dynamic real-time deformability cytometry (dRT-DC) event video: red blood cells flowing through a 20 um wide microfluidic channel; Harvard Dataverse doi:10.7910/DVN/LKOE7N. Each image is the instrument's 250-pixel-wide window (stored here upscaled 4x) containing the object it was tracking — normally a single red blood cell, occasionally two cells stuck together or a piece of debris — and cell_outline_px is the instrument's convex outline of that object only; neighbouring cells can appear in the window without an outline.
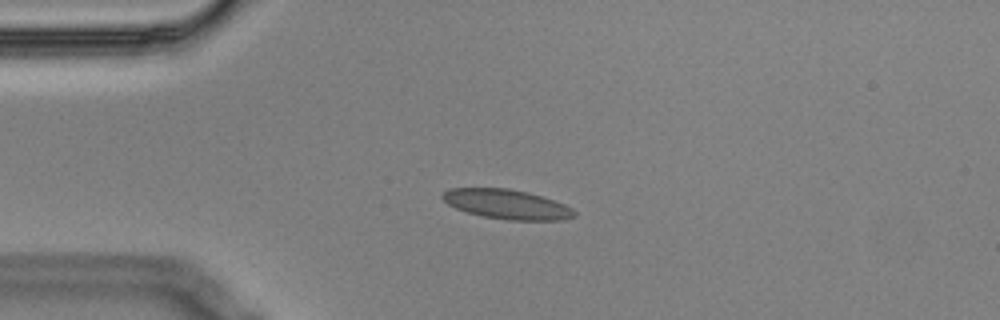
{"species": "Egyptian fruit bat (a non-hibernating species)", "species_latin": "Rousettus aegyptiacus", "temperature_condition": "cold", "stored_images_in_passage": 3, "camera_frame_rate_fps": 3000, "um_per_image_px": 0.085, "animal": {"sex": "male"}, "frame": {"image": 1, "passage_image": 2, "time_ms": 0.333, "image_size_px": [1000, 320], "cell_outline_px": [[576, 216], [564, 220], [508, 220], [480, 216], [456, 208], [448, 204], [440, 196], [448, 188], [508, 188], [528, 192], [564, 204], [572, 208], [576, 212]], "centroid_in_image_um": [43.08, 17.36], "position_along_channel_um": 41.9, "area_um2": 22.72}}